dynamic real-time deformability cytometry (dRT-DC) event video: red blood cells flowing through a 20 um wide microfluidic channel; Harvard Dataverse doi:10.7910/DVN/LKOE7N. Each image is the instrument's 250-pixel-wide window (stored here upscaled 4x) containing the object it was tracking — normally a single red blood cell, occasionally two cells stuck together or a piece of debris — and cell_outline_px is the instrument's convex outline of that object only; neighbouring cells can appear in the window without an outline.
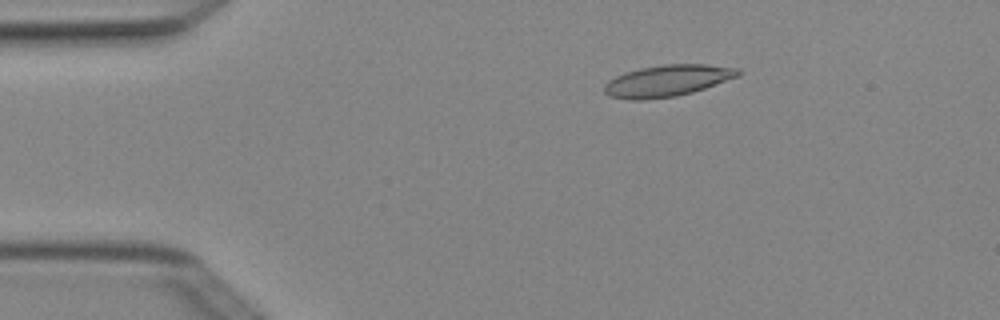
{"species": "Egyptian fruit bat (a non-hibernating species)", "species_latin": "Rousettus aegyptiacus", "temperature_condition": "cold", "stored_images_in_passage": 5, "camera_frame_rate_fps": 3000, "um_per_image_px": 0.085, "animal": {"sex": "female"}, "frame": {"image": 1, "passage_image": 3, "time_ms": 0.667, "image_size_px": [1000, 320], "cell_outline_px": [[740, 76], [692, 92], [676, 96], [644, 100], [628, 100], [608, 96], [604, 92], [604, 84], [608, 80], [624, 72], [640, 68], [664, 64], [708, 64], [740, 68]], "centroid_in_image_um": [56.71, 6.86], "position_along_channel_um": 28.3, "area_um2": 24.8}}
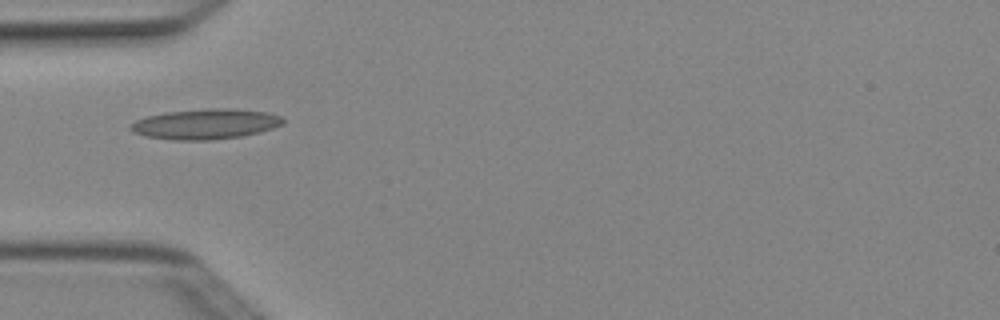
{"frame": {"image": 2, "passage_image": 5, "time_ms": 1.333, "image_size_px": [1000, 320], "cell_outline_px": [[284, 124], [260, 132], [240, 136], [212, 140], [172, 140], [144, 136], [132, 132], [128, 128], [128, 124], [136, 120], [148, 116], [164, 112], [212, 108], [232, 108], [268, 112], [280, 116], [284, 120]], "centroid_in_image_um": [17.43, 10.54], "position_along_channel_um": 67.6, "area_um2": 27.11}}